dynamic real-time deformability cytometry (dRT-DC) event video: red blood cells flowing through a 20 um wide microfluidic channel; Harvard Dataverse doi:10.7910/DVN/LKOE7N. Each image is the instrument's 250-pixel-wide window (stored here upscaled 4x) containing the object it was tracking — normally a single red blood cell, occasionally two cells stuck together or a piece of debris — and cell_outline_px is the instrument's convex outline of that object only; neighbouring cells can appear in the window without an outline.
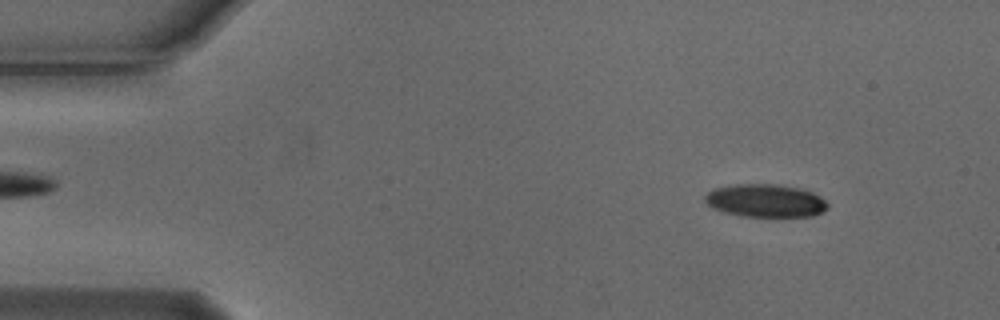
{"species": "Egyptian fruit bat (a non-hibernating species)", "species_latin": "Rousettus aegyptiacus", "temperature_condition": "cold", "stored_images_in_passage": 7, "camera_frame_rate_fps": 3000, "um_per_image_px": 0.085, "animal": {"sex": "male"}, "frame": {"image": 1, "passage_image": 1, "time_ms": 0.0, "image_size_px": [1000, 320], "cell_outline_px": [[828, 208], [812, 216], [744, 216], [724, 212], [712, 208], [704, 200], [704, 196], [712, 188], [736, 184], [776, 184], [796, 188], [812, 192], [820, 196], [828, 204]], "centroid_in_image_um": [65.02, 17.05], "position_along_channel_um": 20.0, "area_um2": 23.41}}
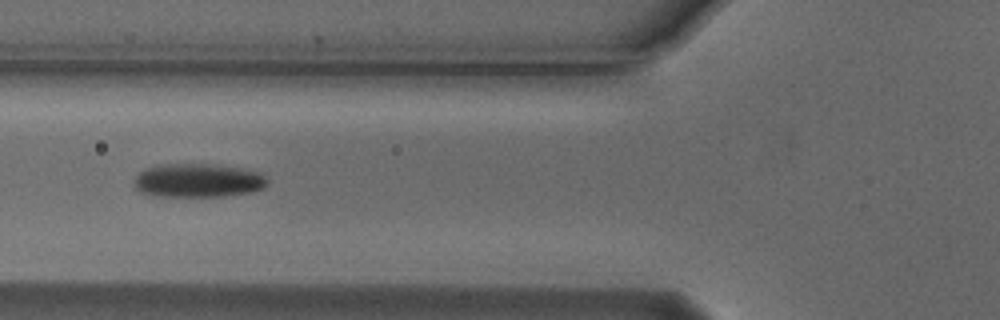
{"frame": {"image": 2, "passage_image": 5, "time_ms": 1.333, "image_size_px": [1000, 320], "cell_outline_px": [[268, 184], [264, 188], [252, 192], [224, 196], [152, 196], [140, 192], [136, 188], [136, 176], [140, 172], [148, 168], [160, 164], [208, 164], [244, 168], [260, 172], [268, 180]], "centroid_in_image_um": [16.88, 15.34], "position_along_channel_um": 108.9, "area_um2": 26.24}}
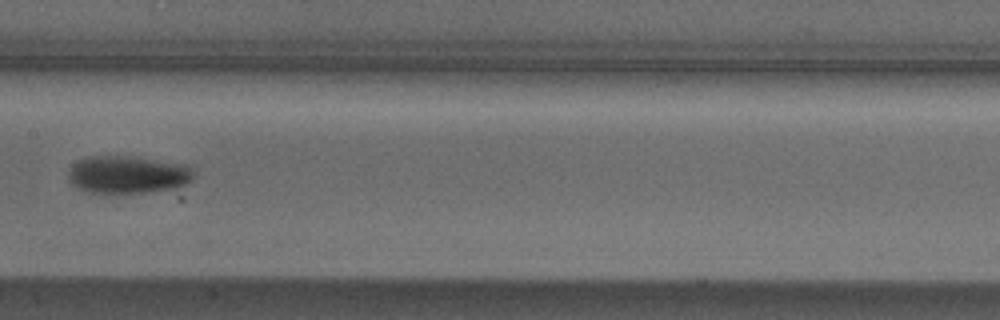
{"frame": {"image": 3, "passage_image": 7, "time_ms": 2.0, "image_size_px": [1000, 320], "cell_outline_px": [[196, 172], [192, 180], [184, 184], [172, 188], [144, 192], [88, 192], [76, 188], [68, 180], [68, 172], [80, 160], [88, 156], [128, 156], [188, 164]], "centroid_in_image_um": [10.88, 14.83], "position_along_channel_um": 196.5, "area_um2": 27.28}}